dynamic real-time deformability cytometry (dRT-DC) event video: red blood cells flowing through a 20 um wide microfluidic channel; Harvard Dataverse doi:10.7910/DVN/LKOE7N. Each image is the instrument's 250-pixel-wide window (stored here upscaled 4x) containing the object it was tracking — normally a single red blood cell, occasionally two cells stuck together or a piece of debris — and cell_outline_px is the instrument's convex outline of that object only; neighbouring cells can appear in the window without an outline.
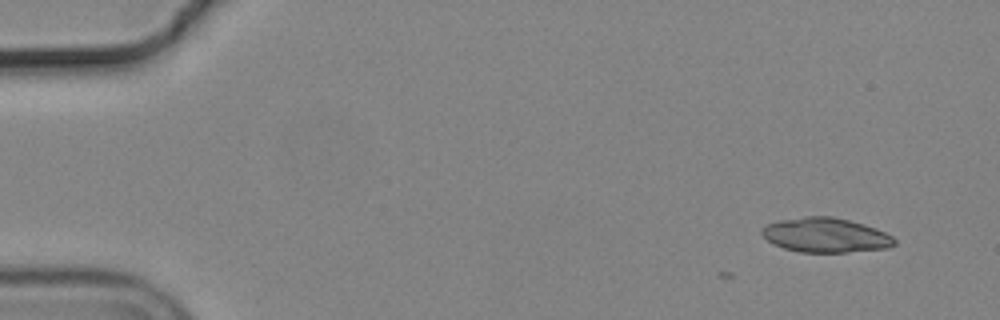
{"species": "common noctule bat (a hibernating species)", "species_latin": "Nyctalus noctula", "temperature_condition": "cold", "stored_images_in_passage": 5, "camera_frame_rate_fps": 3000, "um_per_image_px": 0.085, "animal": {"sex": "male", "body_mass_g": 19.2, "forearm_length_mm": 51.8}, "frame": {"image": 1, "passage_image": 5, "time_ms": 1.333, "image_size_px": [1000, 320], "cell_outline_px": [[896, 244], [888, 248], [844, 252], [800, 252], [784, 248], [768, 240], [760, 232], [764, 224], [780, 220], [804, 216], [832, 216], [864, 224], [876, 228], [892, 236], [896, 240]], "centroid_in_image_um": [70.18, 19.98], "position_along_channel_um": 14.8, "area_um2": 26.65}}